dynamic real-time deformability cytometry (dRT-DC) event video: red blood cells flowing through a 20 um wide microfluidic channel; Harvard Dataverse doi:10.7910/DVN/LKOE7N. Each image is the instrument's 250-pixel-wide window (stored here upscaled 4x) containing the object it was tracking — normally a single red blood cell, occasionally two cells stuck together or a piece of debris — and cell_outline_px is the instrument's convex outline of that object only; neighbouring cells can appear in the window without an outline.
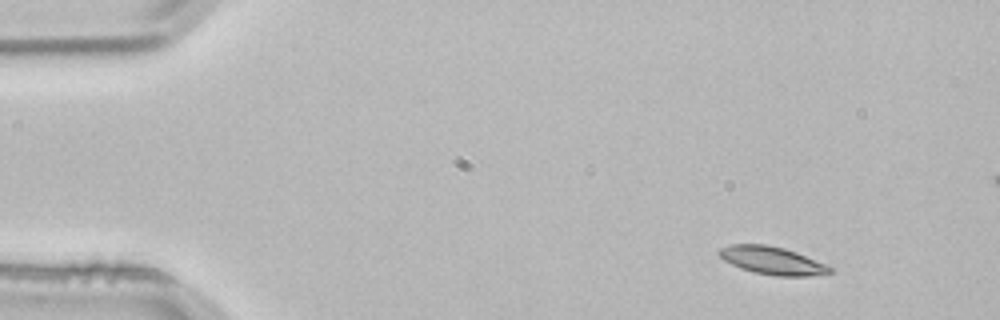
{"species": "common noctule bat (a hibernating species)", "species_latin": "Nyctalus noctula", "temperature_condition": "room temperature", "stored_images_in_passage": 3, "camera_frame_rate_fps": 3000, "um_per_image_px": 0.085, "animal": {"sex": "male", "body_mass_g": 21.5, "forearm_length_mm": 52.0}, "frame": {"image": 1, "passage_image": 1, "time_ms": 0.0, "image_size_px": [1000, 320], "cell_outline_px": [[832, 272], [808, 276], [776, 276], [756, 272], [740, 268], [724, 260], [716, 252], [720, 248], [732, 244], [768, 244], [784, 248], [796, 252], [824, 264], [832, 268]], "centroid_in_image_um": [65.59, 22.13], "position_along_channel_um": 19.4, "area_um2": 17.74}}